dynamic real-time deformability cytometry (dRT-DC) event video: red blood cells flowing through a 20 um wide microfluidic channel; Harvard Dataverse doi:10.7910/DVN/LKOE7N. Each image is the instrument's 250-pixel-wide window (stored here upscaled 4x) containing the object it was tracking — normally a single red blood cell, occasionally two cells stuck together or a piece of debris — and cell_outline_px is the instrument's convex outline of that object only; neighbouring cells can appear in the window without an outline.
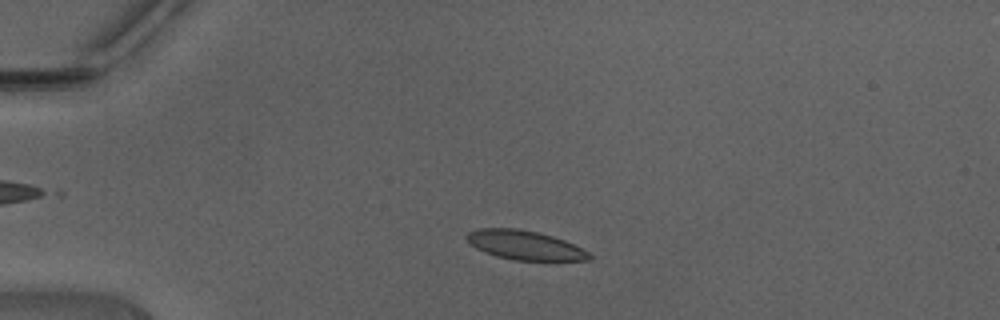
{"species": "Egyptian fruit bat (a non-hibernating species)", "species_latin": "Rousettus aegyptiacus", "temperature_condition": "warm", "stored_images_in_passage": 36, "camera_frame_rate_fps": 3000, "um_per_image_px": 0.085, "animal": {"sex": "male"}, "frame": {"image": 1, "passage_image": 1, "time_ms": 0.0, "image_size_px": [1000, 320], "cell_outline_px": [[592, 256], [588, 260], [512, 260], [496, 256], [484, 252], [476, 248], [464, 236], [468, 232], [480, 228], [516, 228], [536, 232], [552, 236], [564, 240], [588, 252]], "centroid_in_image_um": [44.56, 20.83], "position_along_channel_um": 40.4, "area_um2": 20.58}}
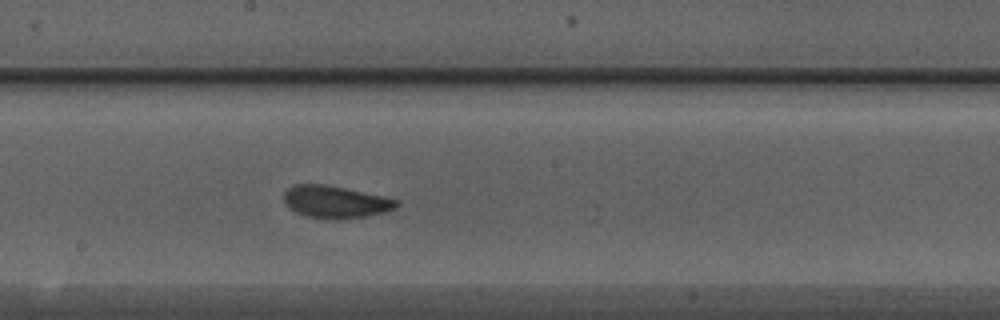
{"frame": {"image": 2, "passage_image": 16, "time_ms": 5.0, "image_size_px": [1000, 320], "cell_outline_px": [[400, 204], [396, 208], [384, 212], [368, 216], [336, 220], [308, 216], [296, 212], [288, 208], [284, 200], [284, 192], [292, 184], [324, 184], [384, 196], [400, 200]], "centroid_in_image_um": [28.53, 17.16], "position_along_channel_um": 219.7, "area_um2": 21.33}}
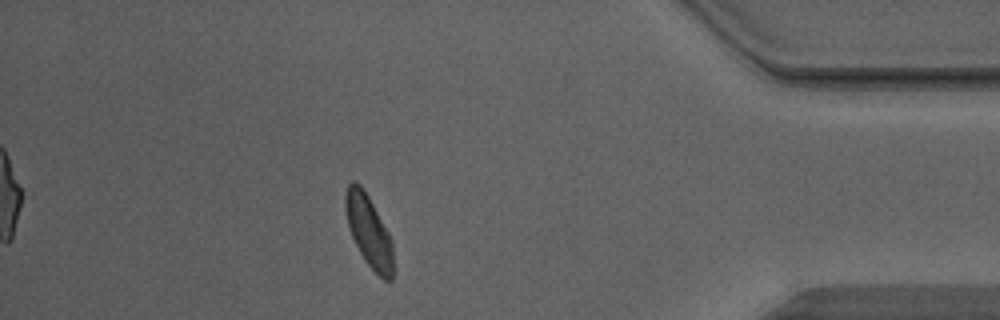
{"frame": {"image": 3, "passage_image": 31, "time_ms": 10.0, "image_size_px": [1000, 320], "cell_outline_px": [[392, 280], [384, 280], [364, 260], [352, 236], [348, 224], [344, 208], [344, 196], [348, 184], [352, 180], [356, 180], [360, 184], [368, 196], [388, 232], [392, 240]], "centroid_in_image_um": [31.32, 19.59], "position_along_channel_um": 403.9, "area_um2": 19.65}, "authors_computed_cell_mechanics": {"area_um2": 20.7213, "velocity_mm_per_s": 4.4207, "shape_relaxation_time_tau1_ms": 3.2644, "shape_relaxation_time_tau2_ms": 1.689, "deformation_change_tau1": 0.1071, "deformation_change_tau2": 0.0644}}